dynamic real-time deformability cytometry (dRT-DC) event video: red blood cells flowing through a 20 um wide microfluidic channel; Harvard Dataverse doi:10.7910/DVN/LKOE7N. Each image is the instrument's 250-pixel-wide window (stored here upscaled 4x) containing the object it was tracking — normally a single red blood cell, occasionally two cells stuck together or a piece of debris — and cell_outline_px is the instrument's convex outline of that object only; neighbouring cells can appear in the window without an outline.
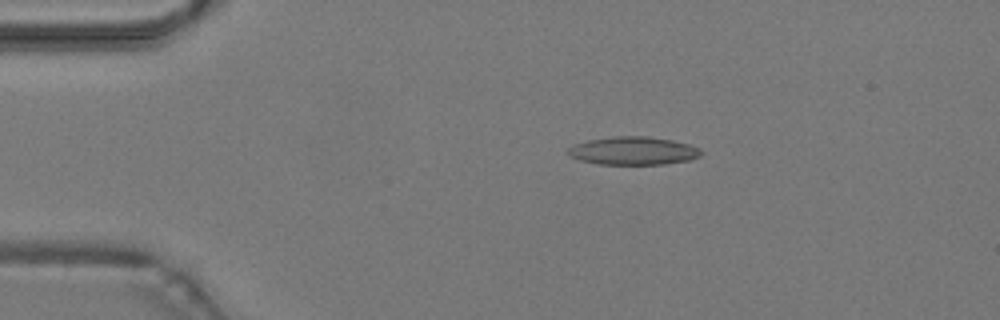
{"species": "common noctule bat (a hibernating species)", "species_latin": "Nyctalus noctula", "temperature_condition": "warm", "stored_images_in_passage": 15, "camera_frame_rate_fps": 3000, "um_per_image_px": 0.085, "animal": {"sex": "male", "body_mass_g": 19.2, "forearm_length_mm": 51.8}, "frame": {"image": 1, "passage_image": 9, "time_ms": 2.667, "image_size_px": [1000, 320], "cell_outline_px": [[704, 152], [700, 156], [688, 160], [664, 164], [600, 164], [580, 160], [568, 156], [564, 152], [572, 144], [588, 140], [616, 136], [648, 136], [672, 140], [688, 144], [700, 148]], "centroid_in_image_um": [53.79, 12.81], "position_along_channel_um": 31.2, "area_um2": 21.96}}